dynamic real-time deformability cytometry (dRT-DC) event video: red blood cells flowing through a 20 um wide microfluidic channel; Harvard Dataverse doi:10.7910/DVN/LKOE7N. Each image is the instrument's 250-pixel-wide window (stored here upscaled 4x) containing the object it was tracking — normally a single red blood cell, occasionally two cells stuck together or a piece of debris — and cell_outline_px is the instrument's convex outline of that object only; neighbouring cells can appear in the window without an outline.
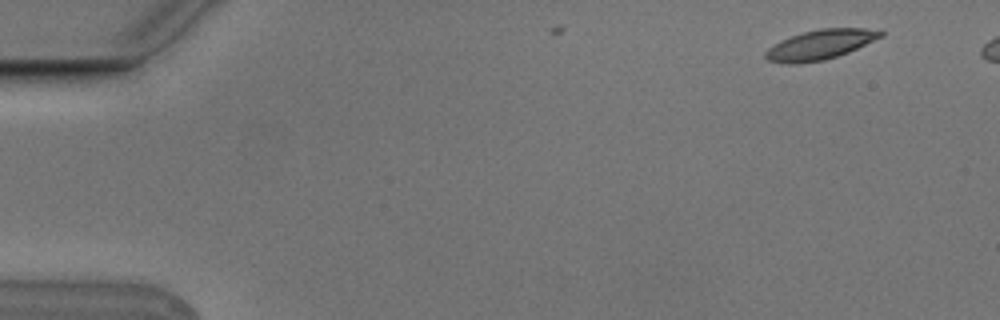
{"species": "Egyptian fruit bat (a non-hibernating species)", "species_latin": "Rousettus aegyptiacus", "temperature_condition": "cold", "stored_images_in_passage": 4, "camera_frame_rate_fps": 3000, "um_per_image_px": 0.085, "animal": {"sex": "male"}, "frame": {"image": 1, "passage_image": 1, "time_ms": 0.0, "image_size_px": [1000, 320], "cell_outline_px": [[884, 36], [848, 52], [824, 60], [796, 64], [788, 64], [768, 60], [764, 56], [764, 52], [768, 48], [780, 40], [804, 32], [820, 28], [864, 28], [884, 32]], "centroid_in_image_um": [69.7, 3.8], "position_along_channel_um": 15.3, "area_um2": 19.83}}